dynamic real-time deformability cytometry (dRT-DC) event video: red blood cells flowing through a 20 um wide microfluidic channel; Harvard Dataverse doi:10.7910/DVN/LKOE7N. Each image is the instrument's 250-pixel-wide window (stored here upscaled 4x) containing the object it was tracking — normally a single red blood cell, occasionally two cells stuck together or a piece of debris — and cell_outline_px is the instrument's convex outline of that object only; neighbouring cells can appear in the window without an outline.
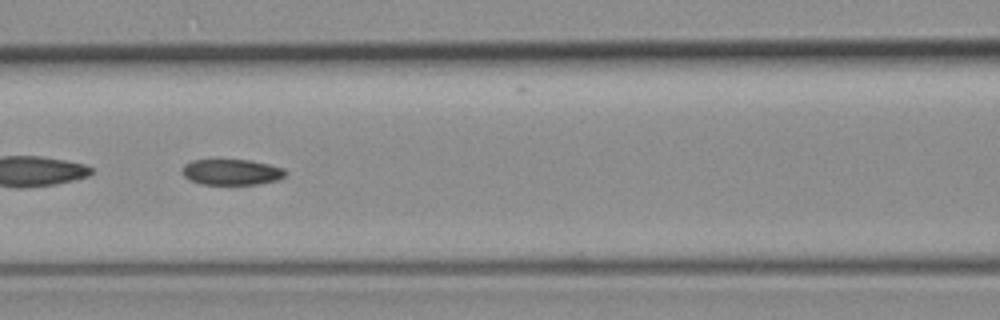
{"species": "common noctule bat (a hibernating species)", "species_latin": "Nyctalus noctula", "temperature_condition": "room temperature", "stored_images_in_passage": 49, "camera_frame_rate_fps": 3000, "um_per_image_px": 0.085, "animal": {"sex": "female", "body_mass_g": 19.3, "forearm_length_mm": 54.1}, "frame": {"image": 1, "passage_image": 24, "time_ms": 7.667, "image_size_px": [1000, 320], "cell_outline_px": [[288, 172], [284, 176], [276, 180], [256, 184], [200, 184], [188, 180], [180, 172], [184, 164], [192, 160], [252, 160], [284, 168]], "centroid_in_image_um": [19.65, 14.62], "position_along_channel_um": 147.0, "area_um2": 15.61}}
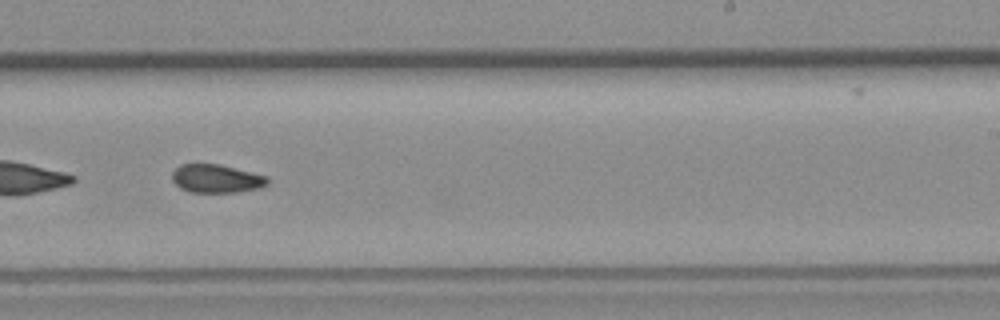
{"frame": {"image": 2, "passage_image": 34, "time_ms": 11.0, "image_size_px": [1000, 320], "cell_outline_px": [[268, 184], [260, 188], [236, 192], [188, 192], [180, 188], [172, 180], [172, 172], [180, 164], [220, 164], [268, 176]], "centroid_in_image_um": [18.39, 15.18], "position_along_channel_um": 270.6, "area_um2": 15.84}, "authors_computed_cell_mechanics": {"area_um2": 16.1262, "velocity_mm_per_s": 3.7273, "shape_relaxation_time_tau1_ms": null, "shape_relaxation_time_tau2_ms": 8.169, "deformation_change_tau1": null, "deformation_change_tau2": 0.1131}}